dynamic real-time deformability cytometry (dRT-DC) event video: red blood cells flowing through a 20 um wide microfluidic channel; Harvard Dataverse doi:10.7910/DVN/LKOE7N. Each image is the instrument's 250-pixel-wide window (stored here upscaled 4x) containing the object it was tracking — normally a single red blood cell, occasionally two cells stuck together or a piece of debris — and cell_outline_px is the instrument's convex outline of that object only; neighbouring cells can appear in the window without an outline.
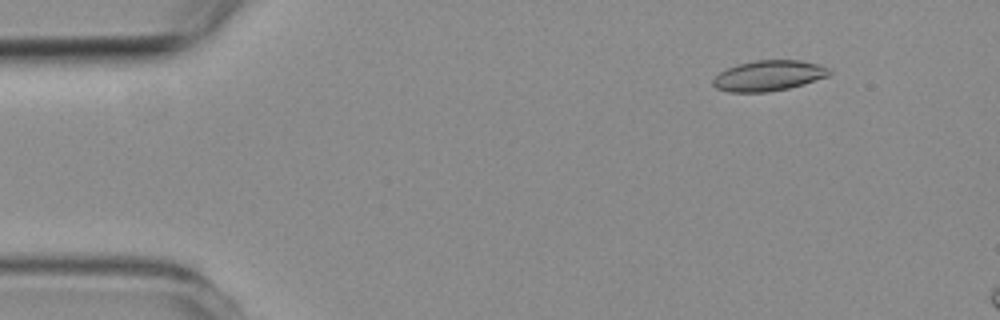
{"species": "common noctule bat (a hibernating species)", "species_latin": "Nyctalus noctula", "temperature_condition": "room temperature", "stored_images_in_passage": 4, "camera_frame_rate_fps": 3000, "um_per_image_px": 0.085, "animal": {"sex": "female", "body_mass_g": 19.3, "forearm_length_mm": 54.1}, "frame": {"image": 1, "passage_image": 1, "time_ms": 0.0, "image_size_px": [1000, 320], "cell_outline_px": [[832, 72], [828, 76], [804, 84], [788, 88], [768, 92], [728, 92], [716, 88], [712, 84], [712, 80], [720, 72], [728, 68], [740, 64], [756, 60], [800, 60], [816, 64], [828, 68]], "centroid_in_image_um": [65.33, 6.44], "position_along_channel_um": 19.7, "area_um2": 20.52}}